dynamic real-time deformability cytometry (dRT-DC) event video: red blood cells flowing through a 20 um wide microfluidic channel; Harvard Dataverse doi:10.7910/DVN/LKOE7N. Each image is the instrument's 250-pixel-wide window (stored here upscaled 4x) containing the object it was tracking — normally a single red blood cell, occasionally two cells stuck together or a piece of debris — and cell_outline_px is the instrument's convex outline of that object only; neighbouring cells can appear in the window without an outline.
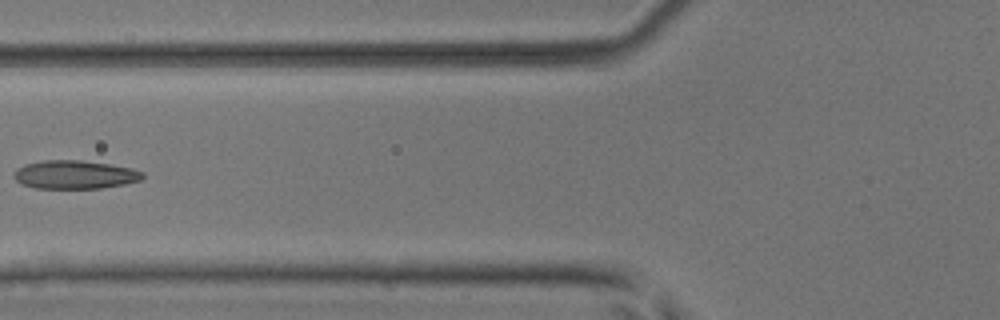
{"species": "common noctule bat (a hibernating species)", "species_latin": "Nyctalus noctula", "temperature_condition": "room temperature", "stored_images_in_passage": 6, "camera_frame_rate_fps": 3000, "um_per_image_px": 0.085, "animal": {"sex": "male", "body_mass_g": 17.9, "forearm_length_mm": 54.2}, "frame": {"image": 1, "passage_image": 6, "time_ms": 1.667, "image_size_px": [1000, 320], "cell_outline_px": [[144, 176], [140, 180], [124, 184], [100, 188], [32, 188], [20, 184], [12, 176], [16, 168], [24, 164], [44, 160], [80, 160], [108, 164], [132, 168], [144, 172]], "centroid_in_image_um": [6.31, 14.84], "position_along_channel_um": 119.5, "area_um2": 21.44}}